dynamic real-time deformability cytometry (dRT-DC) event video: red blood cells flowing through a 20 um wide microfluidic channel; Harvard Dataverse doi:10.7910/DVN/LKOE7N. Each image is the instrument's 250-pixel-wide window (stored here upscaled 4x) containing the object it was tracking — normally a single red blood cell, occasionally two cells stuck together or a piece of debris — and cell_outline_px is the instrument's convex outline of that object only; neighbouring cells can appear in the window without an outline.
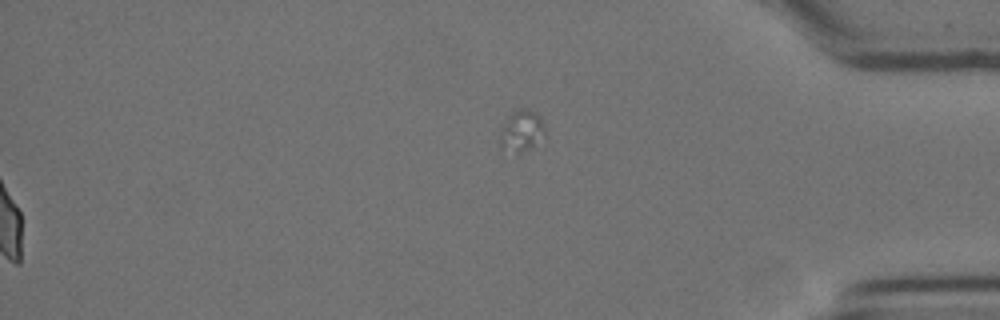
{"species": "Egyptian fruit bat (a non-hibernating species)", "species_latin": "Rousettus aegyptiacus", "temperature_condition": "cold", "stored_images_in_passage": 53, "segment_of_instrument_passage": [2, 2], "camera_frame_rate_fps": 3000, "um_per_image_px": 0.085, "animal": {"sex": "female"}, "frame": {"image": 1, "passage_image": 53, "time_ms": 17.333, "image_size_px": [1000, 320], "cell_outline_px": [[544, 136], [520, 152], [516, 152], [500, 148], [496, 140], [508, 116], [516, 108], [528, 108], [536, 112], [540, 116], [544, 124]], "centroid_in_image_um": [44.27, 11.07], "position_along_channel_um": 390.9, "area_um2": 10.81}}